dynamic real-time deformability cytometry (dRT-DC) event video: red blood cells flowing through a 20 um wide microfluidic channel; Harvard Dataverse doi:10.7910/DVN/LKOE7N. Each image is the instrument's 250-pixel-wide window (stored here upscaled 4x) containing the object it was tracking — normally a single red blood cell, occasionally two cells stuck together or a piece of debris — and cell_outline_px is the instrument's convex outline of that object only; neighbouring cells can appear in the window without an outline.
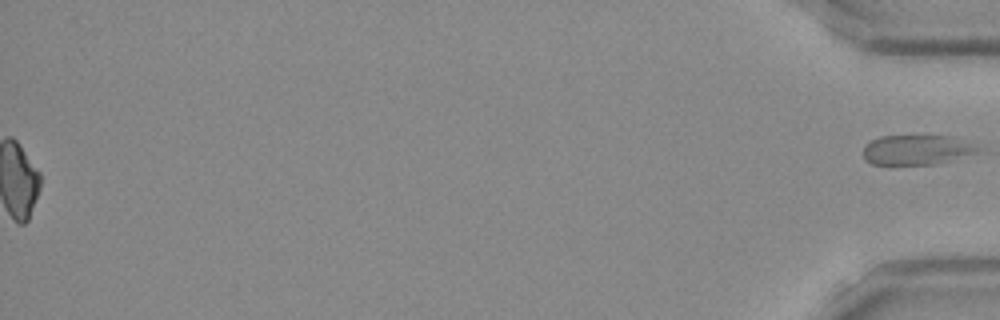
{"species": "Egyptian fruit bat (a non-hibernating species)", "species_latin": "Rousettus aegyptiacus", "temperature_condition": "room temperature", "stored_images_in_passage": 51, "segment_of_instrument_passage": [2, 2], "camera_frame_rate_fps": 3000, "um_per_image_px": 0.085, "frame": {"image": 1, "passage_image": 51, "time_ms": 16.667, "image_size_px": [1000, 320], "cell_outline_px": [[984, 148], [976, 152], [932, 164], [872, 164], [864, 160], [864, 144], [868, 140], [880, 136], [956, 136], [972, 140]], "centroid_in_image_um": [77.95, 12.7], "position_along_channel_um": 357.2, "area_um2": 20.17}}